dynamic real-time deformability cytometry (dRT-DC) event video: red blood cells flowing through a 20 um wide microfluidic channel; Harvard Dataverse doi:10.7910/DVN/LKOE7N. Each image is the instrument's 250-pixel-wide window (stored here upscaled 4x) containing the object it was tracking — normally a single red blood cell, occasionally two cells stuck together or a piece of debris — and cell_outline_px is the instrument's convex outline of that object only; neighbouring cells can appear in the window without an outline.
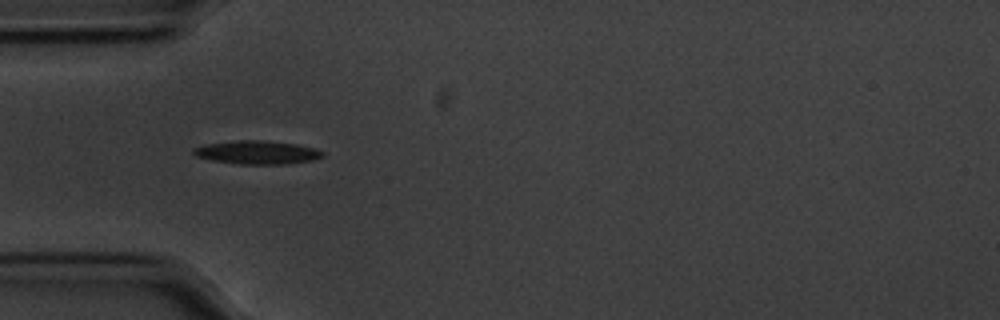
{"species": "common noctule bat (a hibernating species)", "species_latin": "Nyctalus noctula", "temperature_condition": "cold", "stored_images_in_passage": 55, "camera_frame_rate_fps": 3000, "um_per_image_px": 0.085, "animal": {"sex": "male", "body_mass_g": 20.1, "forearm_length_mm": 53.5}, "frame": {"image": 1, "passage_image": 16, "time_ms": 5.0, "image_size_px": [1000, 320], "cell_outline_px": [[324, 156], [312, 160], [284, 164], [240, 164], [212, 160], [196, 156], [192, 152], [192, 148], [204, 144], [240, 140], [260, 140], [296, 144], [316, 148], [324, 152]], "centroid_in_image_um": [21.85, 12.95], "position_along_channel_um": 63.2, "area_um2": 17.57}}
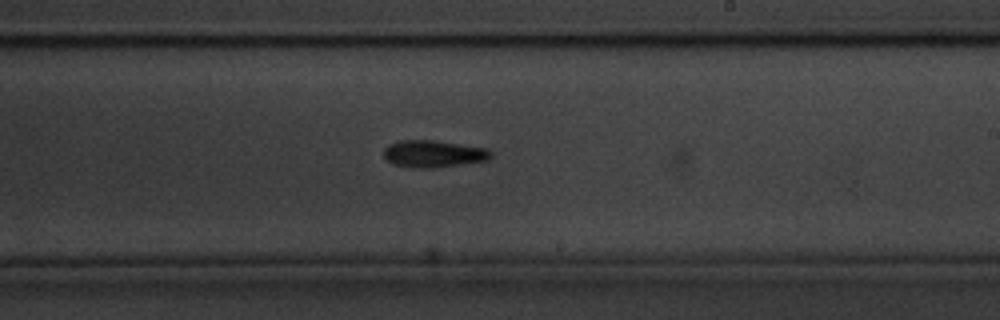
{"frame": {"image": 2, "passage_image": 32, "time_ms": 10.333, "image_size_px": [1000, 320], "cell_outline_px": [[492, 156], [488, 160], [432, 168], [412, 168], [392, 164], [384, 156], [384, 148], [388, 144], [400, 140], [432, 140], [488, 148], [492, 152]], "centroid_in_image_um": [36.83, 13.07], "position_along_channel_um": 252.2, "area_um2": 16.94}, "authors_computed_cell_mechanics": {"area_um2": 15.895, "velocity_mm_per_s": 3.5485, "shape_relaxation_time_tau1_ms": 2.7997, "shape_relaxation_time_tau2_ms": null, "deformation_change_tau1": 0.1331, "deformation_change_tau2": null}}